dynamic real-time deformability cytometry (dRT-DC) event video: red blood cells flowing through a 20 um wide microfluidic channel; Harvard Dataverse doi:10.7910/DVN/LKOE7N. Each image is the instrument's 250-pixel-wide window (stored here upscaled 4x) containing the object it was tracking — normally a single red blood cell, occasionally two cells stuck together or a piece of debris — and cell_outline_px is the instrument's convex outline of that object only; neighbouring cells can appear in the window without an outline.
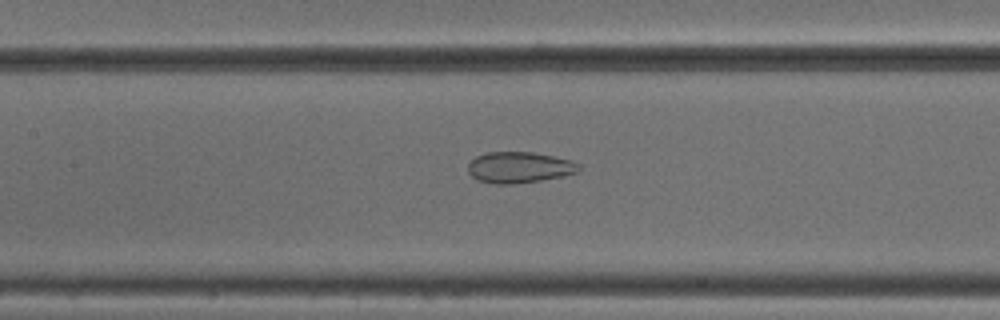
{"species": "common noctule bat (a hibernating species)", "species_latin": "Nyctalus noctula", "temperature_condition": "cold", "stored_images_in_passage": 39, "camera_frame_rate_fps": 3000, "um_per_image_px": 0.085, "animal": {"sex": "male", "body_mass_g": 18.8}, "frame": {"image": 1, "passage_image": 11, "time_ms": 3.333, "image_size_px": [1000, 320], "cell_outline_px": [[580, 168], [576, 172], [560, 176], [540, 180], [512, 184], [492, 184], [476, 180], [468, 172], [468, 164], [476, 156], [488, 152], [532, 152], [572, 160], [580, 164]], "centroid_in_image_um": [44.1, 14.23], "position_along_channel_um": 163.3, "area_um2": 20.0}}
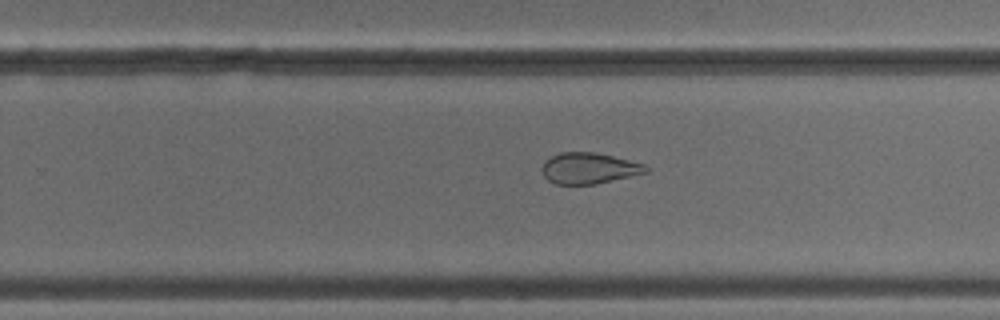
{"frame": {"image": 2, "passage_image": 20, "time_ms": 6.333, "image_size_px": [1000, 320], "cell_outline_px": [[648, 172], [596, 184], [556, 184], [548, 180], [544, 176], [540, 168], [544, 160], [560, 152], [596, 152], [644, 164], [648, 168]], "centroid_in_image_um": [50.02, 14.3], "position_along_channel_um": 279.8, "area_um2": 18.79}}
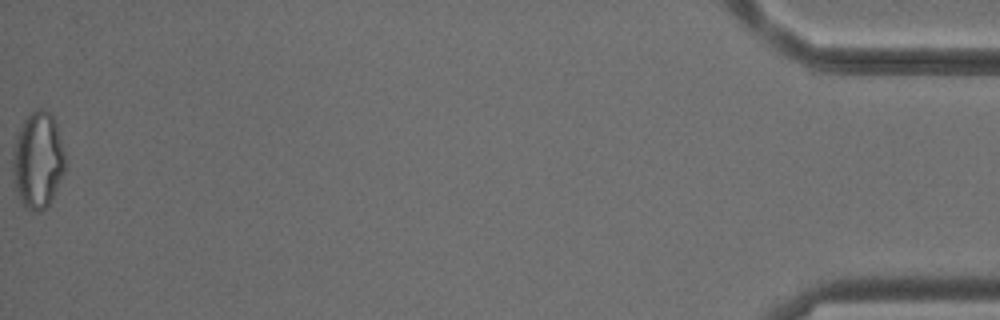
{"frame": {"image": 3, "passage_image": 39, "time_ms": 12.667, "image_size_px": [1000, 320], "cell_outline_px": [[64, 172], [48, 204], [40, 212], [32, 212], [24, 208], [16, 192], [12, 172], [12, 156], [16, 136], [24, 120], [36, 108], [44, 108], [52, 116], [56, 124], [64, 152]], "centroid_in_image_um": [3.19, 13.63], "position_along_channel_um": 432.0, "area_um2": 29.3}, "authors_computed_cell_mechanics": {"area_um2": 22.6576, "velocity_mm_per_s": 3.8912, "shape_relaxation_time_tau1_ms": null, "shape_relaxation_time_tau2_ms": 1.9407, "deformation_change_tau1": null, "deformation_change_tau2": 0.0949}}